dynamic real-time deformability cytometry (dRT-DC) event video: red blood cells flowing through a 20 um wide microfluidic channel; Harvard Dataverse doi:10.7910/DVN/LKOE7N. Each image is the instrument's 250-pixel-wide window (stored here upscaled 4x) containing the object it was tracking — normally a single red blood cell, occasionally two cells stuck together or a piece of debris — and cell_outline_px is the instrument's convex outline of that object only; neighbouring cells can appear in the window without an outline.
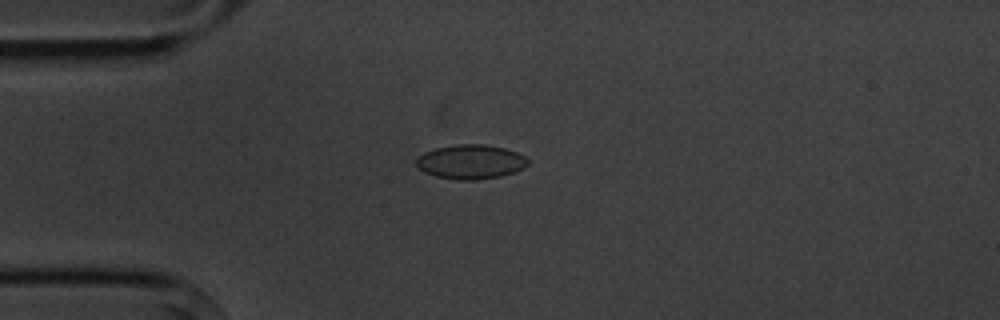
{"species": "common noctule bat (a hibernating species)", "species_latin": "Nyctalus noctula", "temperature_condition": "cold", "stored_images_in_passage": 5, "camera_frame_rate_fps": 3000, "um_per_image_px": 0.085, "animal": {"sex": "male", "body_mass_g": 20.1, "forearm_length_mm": 53.5}, "frame": {"image": 1, "passage_image": 1, "time_ms": 0.0, "image_size_px": [1000, 320], "cell_outline_px": [[528, 164], [524, 168], [500, 176], [476, 180], [460, 180], [436, 176], [424, 172], [416, 164], [416, 160], [424, 152], [436, 148], [456, 144], [484, 144], [504, 148], [516, 152], [524, 156], [528, 160]], "centroid_in_image_um": [40.01, 13.75], "position_along_channel_um": 45.0, "area_um2": 22.14}}
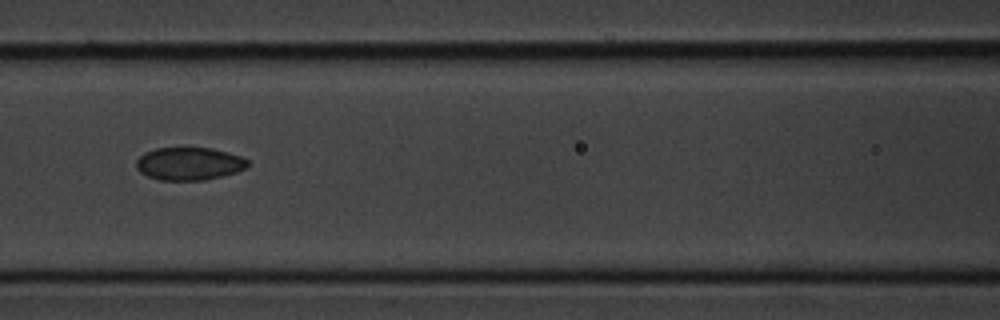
{"frame": {"image": 2, "passage_image": 4, "time_ms": 3.333, "image_size_px": [1000, 320], "cell_outline_px": [[248, 164], [244, 168], [236, 172], [204, 180], [160, 180], [148, 176], [140, 172], [136, 168], [136, 160], [144, 152], [156, 148], [212, 148], [240, 156], [248, 160]], "centroid_in_image_um": [16.04, 13.91], "position_along_channel_um": 150.6, "area_um2": 21.15}}
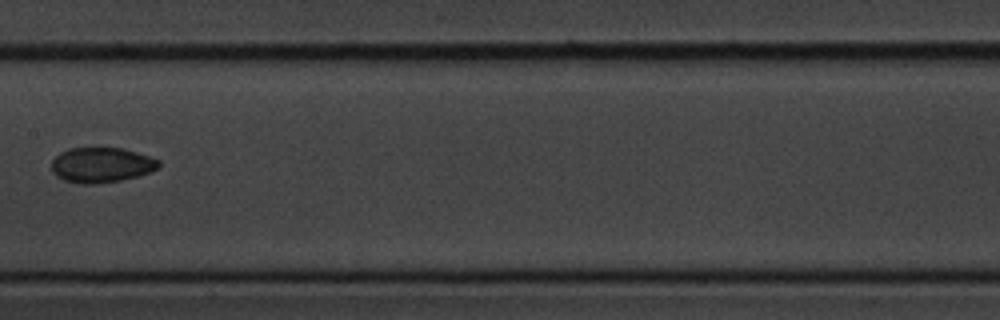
{"frame": {"image": 3, "passage_image": 5, "time_ms": 4.667, "image_size_px": [1000, 320], "cell_outline_px": [[160, 164], [152, 172], [120, 180], [92, 184], [80, 184], [64, 180], [56, 176], [52, 172], [52, 160], [60, 152], [68, 148], [124, 148], [160, 160]], "centroid_in_image_um": [8.6, 14.02], "position_along_channel_um": 198.8, "area_um2": 21.91}}